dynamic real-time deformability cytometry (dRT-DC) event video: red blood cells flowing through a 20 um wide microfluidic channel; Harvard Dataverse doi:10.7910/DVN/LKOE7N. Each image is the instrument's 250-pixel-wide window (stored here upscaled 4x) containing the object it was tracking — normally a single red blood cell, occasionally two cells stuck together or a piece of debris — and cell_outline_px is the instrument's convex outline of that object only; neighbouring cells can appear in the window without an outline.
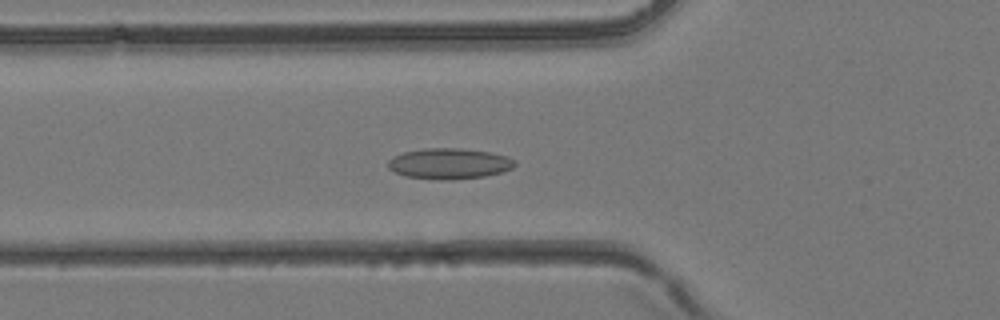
{"species": "common noctule bat (a hibernating species)", "species_latin": "Nyctalus noctula", "temperature_condition": "room temperature", "stored_images_in_passage": 44, "camera_frame_rate_fps": 3000, "um_per_image_px": 0.085, "animal": {"sex": "female", "body_mass_g": 24.6, "forearm_length_mm": 56.2}, "frame": {"image": 1, "passage_image": 16, "time_ms": 5.0, "image_size_px": [1000, 320], "cell_outline_px": [[516, 164], [512, 168], [500, 172], [484, 176], [452, 180], [440, 180], [404, 176], [388, 168], [388, 160], [392, 156], [404, 152], [424, 148], [460, 148], [488, 152], [504, 156], [516, 160]], "centroid_in_image_um": [38.15, 13.91], "position_along_channel_um": 87.7, "area_um2": 22.66}}
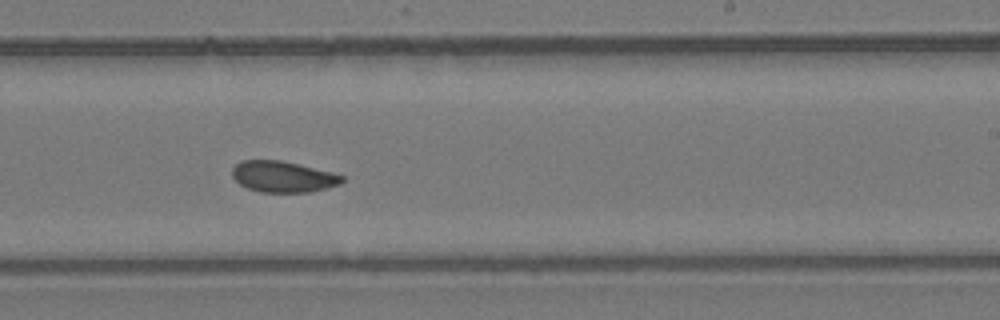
{"frame": {"image": 2, "passage_image": 27, "time_ms": 8.667, "image_size_px": [1000, 320], "cell_outline_px": [[344, 180], [340, 184], [328, 188], [312, 192], [260, 192], [248, 188], [240, 184], [232, 176], [232, 168], [240, 160], [280, 160], [300, 164], [332, 172], [344, 176]], "centroid_in_image_um": [24.07, 15.01], "position_along_channel_um": 264.9, "area_um2": 20.06}}
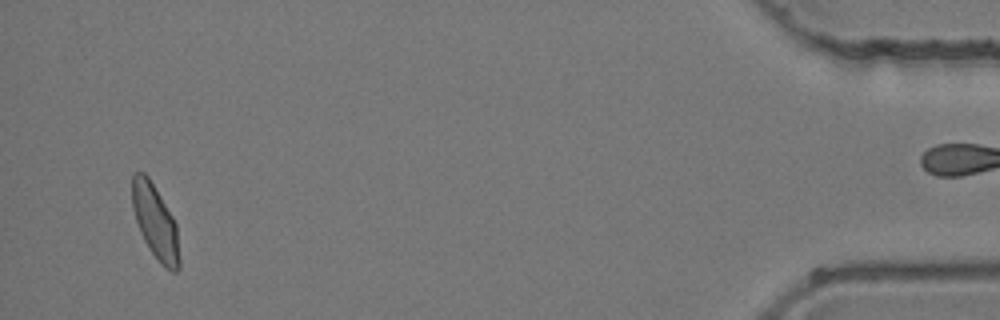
{"frame": {"image": 3, "passage_image": 42, "time_ms": 13.667, "image_size_px": [1000, 320], "cell_outline_px": [[180, 268], [176, 272], [172, 272], [164, 268], [160, 264], [144, 240], [140, 232], [132, 208], [132, 176], [136, 172], [144, 172], [148, 176], [172, 216], [176, 224], [180, 260]], "centroid_in_image_um": [13.2, 18.9], "position_along_channel_um": 422.0, "area_um2": 20.29}}